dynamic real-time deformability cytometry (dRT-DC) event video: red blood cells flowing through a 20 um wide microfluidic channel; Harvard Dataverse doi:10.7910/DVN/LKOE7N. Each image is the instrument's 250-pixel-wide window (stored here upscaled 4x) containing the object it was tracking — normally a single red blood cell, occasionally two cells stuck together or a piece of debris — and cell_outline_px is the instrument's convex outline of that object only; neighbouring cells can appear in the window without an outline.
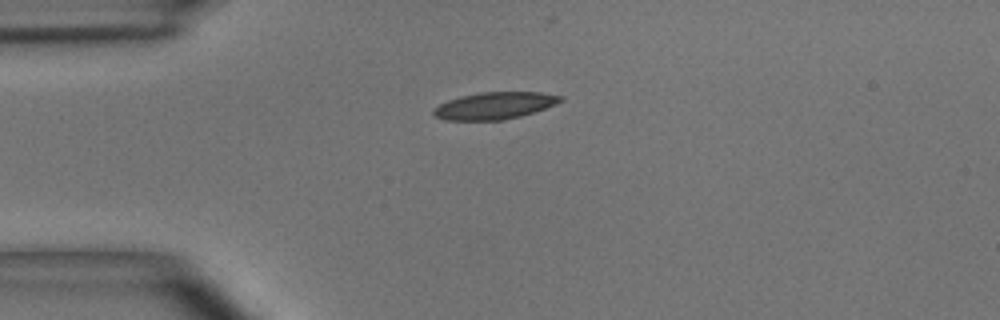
{"species": "common noctule bat (a hibernating species)", "species_latin": "Nyctalus noctula", "temperature_condition": "room temperature", "stored_images_in_passage": 33, "camera_frame_rate_fps": 3000, "um_per_image_px": 0.085, "animal": {"sex": "male", "body_mass_g": 15.6}, "frame": {"image": 1, "passage_image": 1, "time_ms": 0.0, "image_size_px": [1000, 320], "cell_outline_px": [[564, 100], [556, 104], [520, 116], [504, 120], [444, 120], [432, 116], [432, 112], [440, 104], [448, 100], [460, 96], [480, 92], [540, 92], [564, 96]], "centroid_in_image_um": [42.03, 8.98], "position_along_channel_um": 43.0, "area_um2": 20.0}}
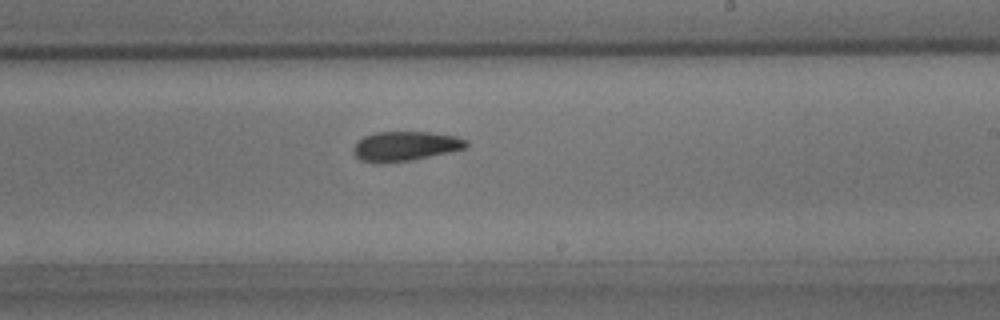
{"frame": {"image": 2, "passage_image": 20, "time_ms": 6.333, "image_size_px": [1000, 320], "cell_outline_px": [[468, 144], [464, 148], [448, 152], [412, 160], [380, 164], [372, 164], [360, 160], [352, 152], [352, 148], [364, 136], [376, 132], [428, 132], [456, 136], [468, 140]], "centroid_in_image_um": [34.4, 12.44], "position_along_channel_um": 254.6, "area_um2": 19.54}}
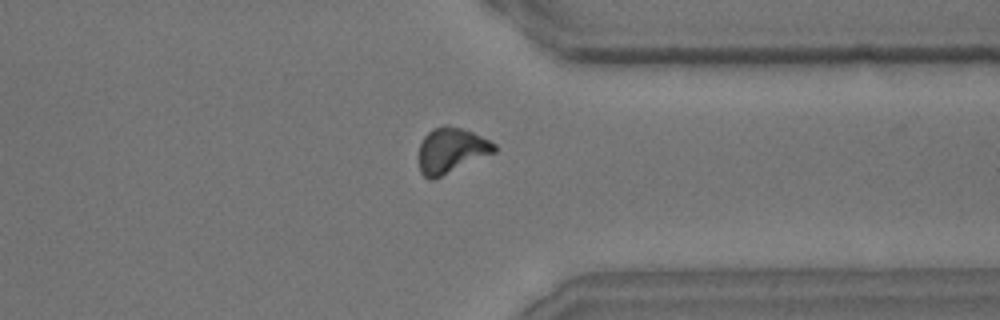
{"frame": {"image": 3, "passage_image": 30, "time_ms": 9.667, "image_size_px": [1000, 320], "cell_outline_px": [[496, 152], [432, 180], [428, 180], [420, 172], [420, 144], [424, 136], [432, 128], [444, 124], [460, 128], [472, 132], [496, 144]], "centroid_in_image_um": [38.35, 12.78], "position_along_channel_um": 373.1, "area_um2": 19.77}, "authors_computed_cell_mechanics": {"area_um2": 20.0566, "velocity_mm_per_s": 3.6528, "shape_relaxation_time_tau1_ms": 4.0567, "shape_relaxation_time_tau2_ms": 4.5804, "deformation_change_tau1": 0.1347, "deformation_change_tau2": 0.1156}}